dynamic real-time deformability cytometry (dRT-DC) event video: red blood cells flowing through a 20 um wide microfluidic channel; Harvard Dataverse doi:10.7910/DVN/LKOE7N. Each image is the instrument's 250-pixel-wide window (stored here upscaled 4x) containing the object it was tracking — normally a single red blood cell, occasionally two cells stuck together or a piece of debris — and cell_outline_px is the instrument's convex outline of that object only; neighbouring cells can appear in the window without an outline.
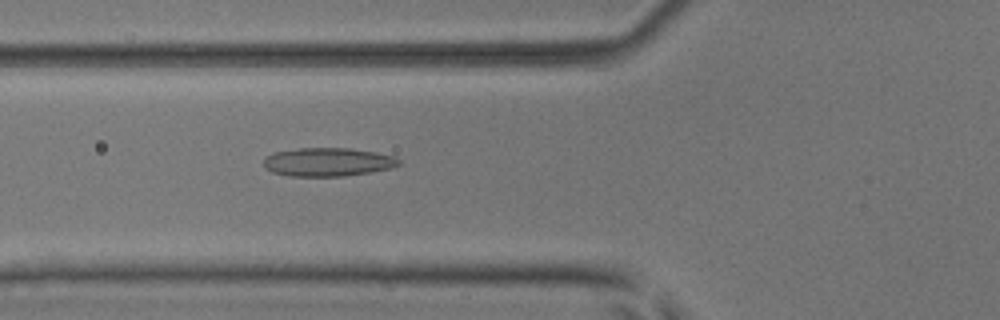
{"species": "common noctule bat (a hibernating species)", "species_latin": "Nyctalus noctula", "temperature_condition": "room temperature", "stored_images_in_passage": 39, "camera_frame_rate_fps": 3000, "um_per_image_px": 0.085, "animal": {"sex": "male", "body_mass_g": 17.9, "forearm_length_mm": 54.2}, "frame": {"image": 1, "passage_image": 6, "time_ms": 1.667, "image_size_px": [1000, 320], "cell_outline_px": [[400, 164], [392, 168], [344, 176], [288, 176], [272, 172], [264, 168], [264, 156], [276, 152], [300, 148], [352, 148], [376, 152], [396, 156], [400, 160]], "centroid_in_image_um": [27.87, 13.77], "position_along_channel_um": 97.9, "area_um2": 22.6}}
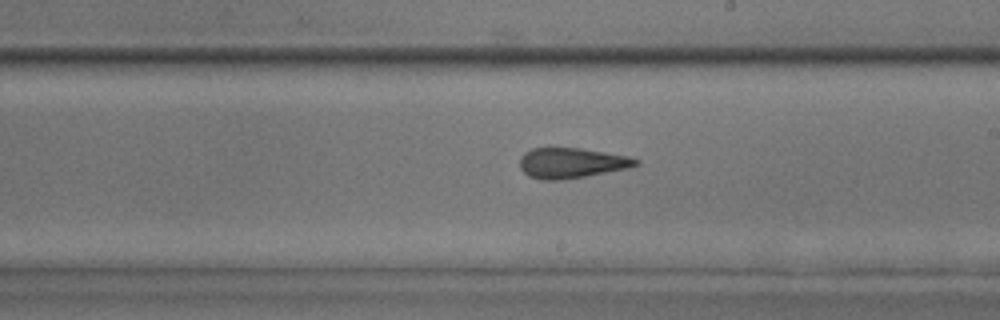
{"frame": {"image": 2, "passage_image": 17, "time_ms": 5.333, "image_size_px": [1000, 320], "cell_outline_px": [[640, 164], [628, 168], [584, 176], [560, 180], [540, 180], [528, 176], [520, 168], [520, 156], [524, 152], [532, 148], [580, 148], [628, 156], [640, 160]], "centroid_in_image_um": [48.55, 13.85], "position_along_channel_um": 240.5, "area_um2": 20.46}}
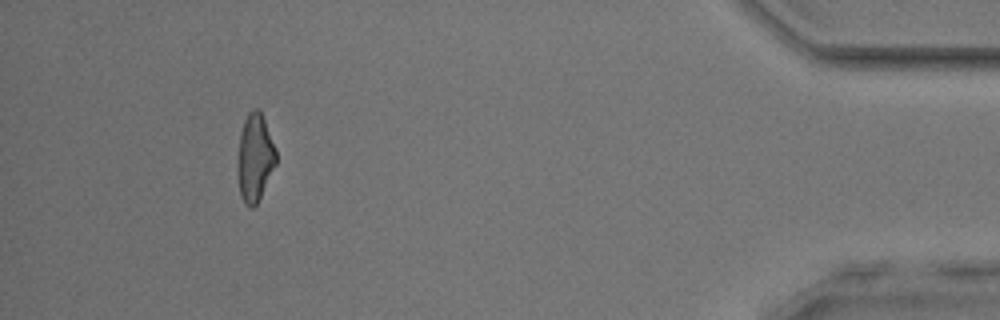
{"frame": {"image": 3, "passage_image": 35, "time_ms": 11.333, "image_size_px": [1000, 320], "cell_outline_px": [[276, 164], [256, 204], [252, 208], [248, 208], [244, 204], [240, 196], [236, 168], [236, 160], [240, 132], [244, 120], [248, 112], [252, 108], [256, 108], [260, 112], [264, 120], [276, 148]], "centroid_in_image_um": [21.62, 13.41], "position_along_channel_um": 413.6, "area_um2": 19.88}, "authors_computed_cell_mechanics": {"area_um2": 20.6924, "velocity_mm_per_s": 3.892, "shape_relaxation_time_tau1_ms": null, "shape_relaxation_time_tau2_ms": 1.9586, "deformation_change_tau1": null, "deformation_change_tau2": 0.1079}}